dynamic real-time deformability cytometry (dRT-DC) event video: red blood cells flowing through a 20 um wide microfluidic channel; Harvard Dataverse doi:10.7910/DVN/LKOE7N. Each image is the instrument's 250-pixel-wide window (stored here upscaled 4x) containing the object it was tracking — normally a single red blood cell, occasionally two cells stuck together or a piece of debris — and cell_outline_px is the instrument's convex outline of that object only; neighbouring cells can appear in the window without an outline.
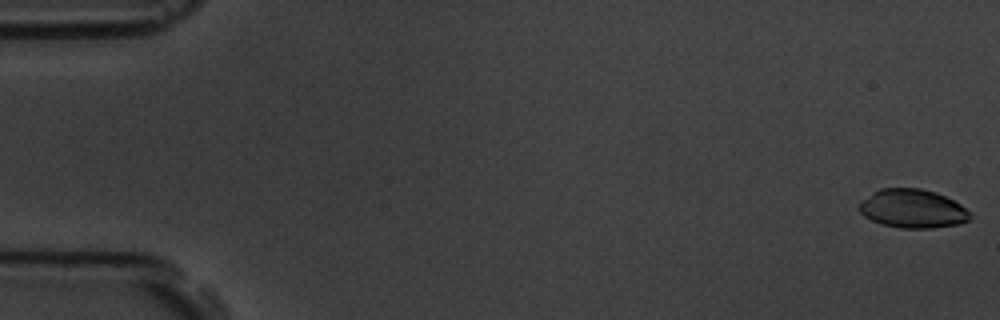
{"species": "common noctule bat (a hibernating species)", "species_latin": "Nyctalus noctula", "temperature_condition": "room temperature", "stored_images_in_passage": 58, "camera_frame_rate_fps": 3000, "um_per_image_px": 0.085, "animal": {"sex": "male", "body_mass_g": 19.5, "forearm_length_mm": 54.6}, "frame": {"image": 1, "passage_image": 1, "time_ms": 0.0, "image_size_px": [1000, 320], "cell_outline_px": [[972, 216], [968, 220], [960, 224], [932, 228], [900, 228], [880, 224], [864, 216], [856, 208], [860, 200], [872, 192], [880, 188], [920, 188], [936, 192], [960, 204]], "centroid_in_image_um": [77.51, 17.73], "position_along_channel_um": 7.5, "area_um2": 25.2}}
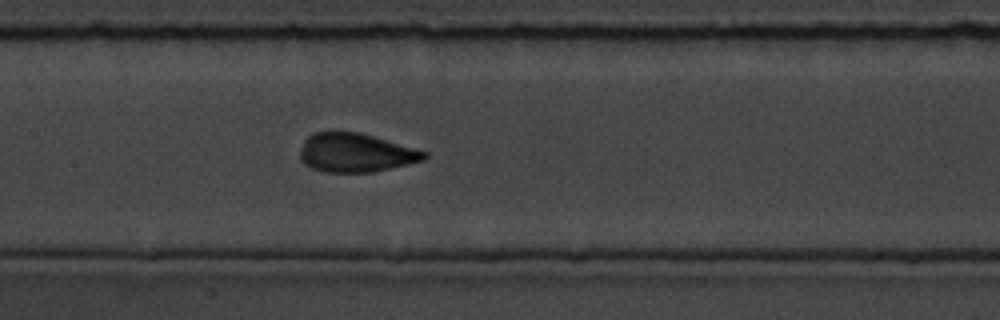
{"frame": {"image": 2, "passage_image": 28, "time_ms": 9.0, "image_size_px": [1000, 320], "cell_outline_px": [[428, 156], [424, 160], [408, 164], [372, 172], [324, 172], [312, 168], [304, 164], [300, 160], [300, 148], [304, 140], [312, 132], [360, 132], [428, 152]], "centroid_in_image_um": [30.21, 12.98], "position_along_channel_um": 177.2, "area_um2": 28.09}}
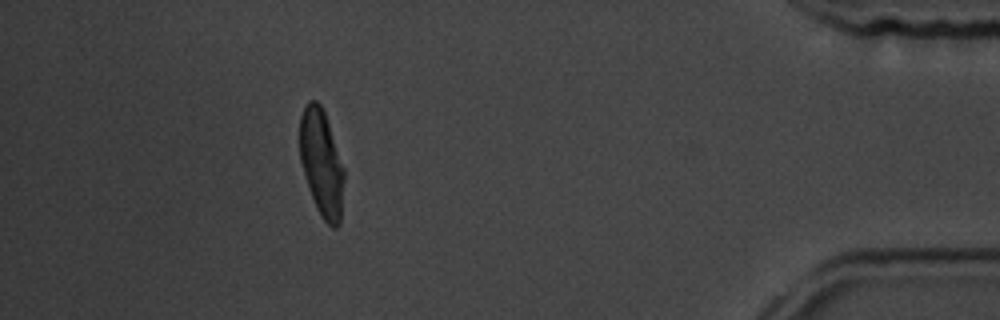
{"frame": {"image": 3, "passage_image": 52, "time_ms": 17.0, "image_size_px": [1000, 320], "cell_outline_px": [[344, 180], [340, 224], [336, 228], [332, 228], [320, 216], [316, 208], [300, 160], [300, 116], [308, 100], [316, 100], [320, 104], [324, 112], [344, 168]], "centroid_in_image_um": [27.34, 13.88], "position_along_channel_um": 407.9, "area_um2": 27.28}, "authors_computed_cell_mechanics": {"area_um2": 28.0908, "velocity_mm_per_s": 3.5573, "shape_relaxation_time_tau1_ms": 2.4333, "shape_relaxation_time_tau2_ms": 1.0786, "deformation_change_tau1": 0.1037, "deformation_change_tau2": 0.0659}}